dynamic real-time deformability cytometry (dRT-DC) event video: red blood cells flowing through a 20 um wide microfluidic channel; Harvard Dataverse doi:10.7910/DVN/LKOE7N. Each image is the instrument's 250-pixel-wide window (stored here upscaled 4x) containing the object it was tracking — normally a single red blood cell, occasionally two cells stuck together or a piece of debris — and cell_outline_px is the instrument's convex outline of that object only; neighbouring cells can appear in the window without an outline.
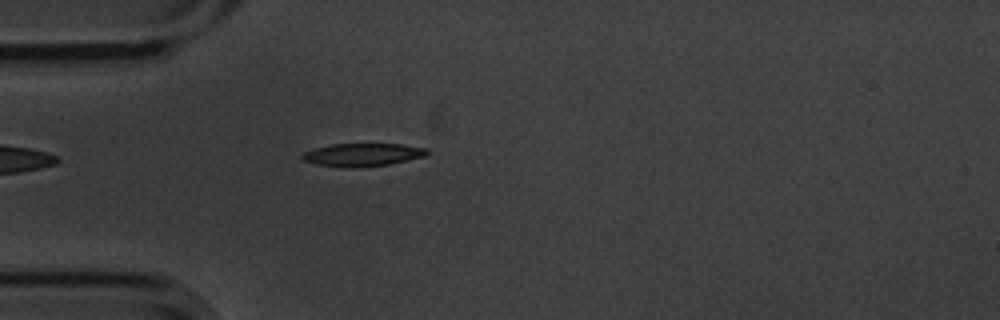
{"species": "common noctule bat (a hibernating species)", "species_latin": "Nyctalus noctula", "temperature_condition": "cold", "stored_images_in_passage": 3, "camera_frame_rate_fps": 3000, "um_per_image_px": 0.085, "animal": {"sex": "male", "body_mass_g": 20.1, "forearm_length_mm": 53.5}, "frame": {"image": 1, "passage_image": 3, "time_ms": 0.667, "image_size_px": [1000, 320], "cell_outline_px": [[428, 152], [424, 156], [408, 160], [388, 164], [356, 168], [340, 168], [316, 164], [300, 160], [300, 156], [304, 152], [316, 148], [332, 144], [400, 144], [428, 148]], "centroid_in_image_um": [30.76, 13.16], "position_along_channel_um": 54.2, "area_um2": 16.82}}